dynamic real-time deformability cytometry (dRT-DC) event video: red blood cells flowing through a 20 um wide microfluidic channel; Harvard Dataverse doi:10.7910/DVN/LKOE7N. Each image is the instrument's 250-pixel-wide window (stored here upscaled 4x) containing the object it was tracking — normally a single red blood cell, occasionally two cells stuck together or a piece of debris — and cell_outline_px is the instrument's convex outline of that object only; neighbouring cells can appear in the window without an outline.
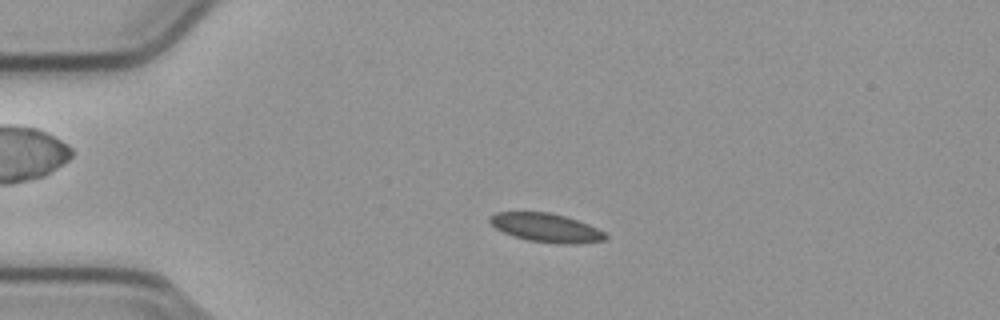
{"species": "common noctule bat (a hibernating species)", "species_latin": "Nyctalus noctula", "temperature_condition": "cold", "stored_images_in_passage": 47, "segment_of_instrument_passage": [1, 2], "camera_frame_rate_fps": 3000, "um_per_image_px": 0.085, "animal": {"sex": "male", "body_mass_g": 23.1, "forearm_length_mm": 52.7}, "frame": {"image": 1, "passage_image": 4, "time_ms": 1.0, "image_size_px": [1000, 320], "cell_outline_px": [[608, 236], [604, 240], [572, 244], [556, 244], [528, 240], [512, 236], [496, 228], [488, 220], [488, 216], [496, 212], [548, 212], [564, 216], [588, 224], [604, 232]], "centroid_in_image_um": [46.39, 19.36], "position_along_channel_um": 38.6, "area_um2": 19.25}}
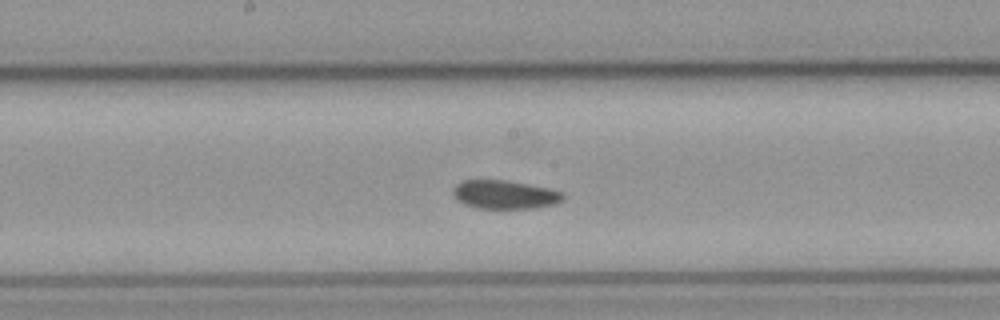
{"frame": {"image": 2, "passage_image": 20, "time_ms": 6.333, "image_size_px": [1000, 320], "cell_outline_px": [[564, 200], [556, 204], [536, 208], [476, 208], [464, 204], [456, 200], [452, 196], [452, 188], [456, 184], [464, 180], [504, 180], [548, 188], [564, 192]], "centroid_in_image_um": [42.89, 16.55], "position_along_channel_um": 205.3, "area_um2": 18.5}}
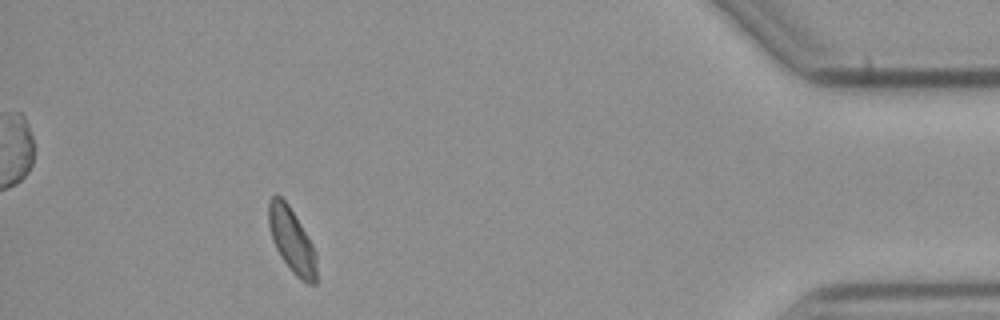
{"frame": {"image": 3, "passage_image": 41, "time_ms": 13.333, "image_size_px": [1000, 320], "cell_outline_px": [[316, 284], [308, 284], [296, 276], [292, 272], [280, 256], [272, 240], [268, 224], [268, 200], [272, 196], [280, 196], [288, 204], [312, 244], [316, 252]], "centroid_in_image_um": [24.78, 20.44], "position_along_channel_um": 410.4, "area_um2": 17.92}}